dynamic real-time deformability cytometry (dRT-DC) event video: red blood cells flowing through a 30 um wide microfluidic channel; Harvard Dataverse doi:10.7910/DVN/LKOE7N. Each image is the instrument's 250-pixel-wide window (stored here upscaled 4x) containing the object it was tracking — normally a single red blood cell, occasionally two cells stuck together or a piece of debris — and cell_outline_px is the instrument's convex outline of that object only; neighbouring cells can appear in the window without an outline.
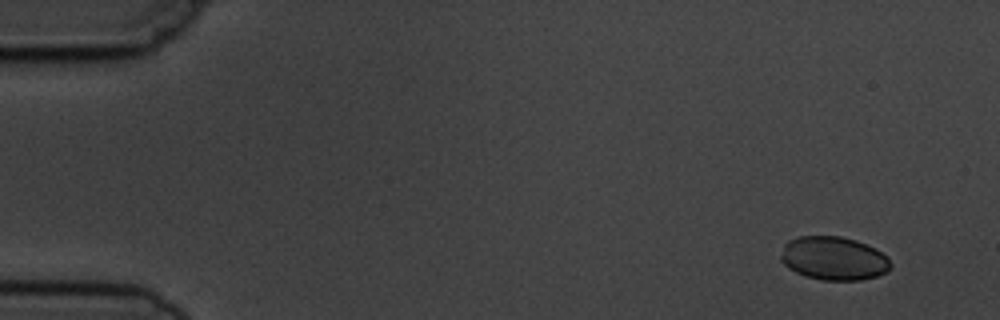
{"species": "common noctule bat (a hibernating species)", "species_latin": "Nyctalus noctula", "temperature_condition": "cold", "stored_images_in_passage": 5, "camera_frame_rate_fps": 3000, "um_per_image_px": 0.085, "animal": {"sex": "male", "body_mass_g": 19.5, "forearm_length_mm": 54.6}, "frame": {"image": 1, "passage_image": 1, "time_ms": 0.0, "image_size_px": [1000, 320], "cell_outline_px": [[892, 268], [888, 272], [876, 276], [860, 280], [820, 280], [796, 272], [788, 268], [780, 260], [780, 256], [784, 244], [788, 240], [800, 236], [840, 236], [856, 240], [888, 256], [892, 264]], "centroid_in_image_um": [70.86, 21.96], "position_along_channel_um": 14.1, "area_um2": 27.92}}